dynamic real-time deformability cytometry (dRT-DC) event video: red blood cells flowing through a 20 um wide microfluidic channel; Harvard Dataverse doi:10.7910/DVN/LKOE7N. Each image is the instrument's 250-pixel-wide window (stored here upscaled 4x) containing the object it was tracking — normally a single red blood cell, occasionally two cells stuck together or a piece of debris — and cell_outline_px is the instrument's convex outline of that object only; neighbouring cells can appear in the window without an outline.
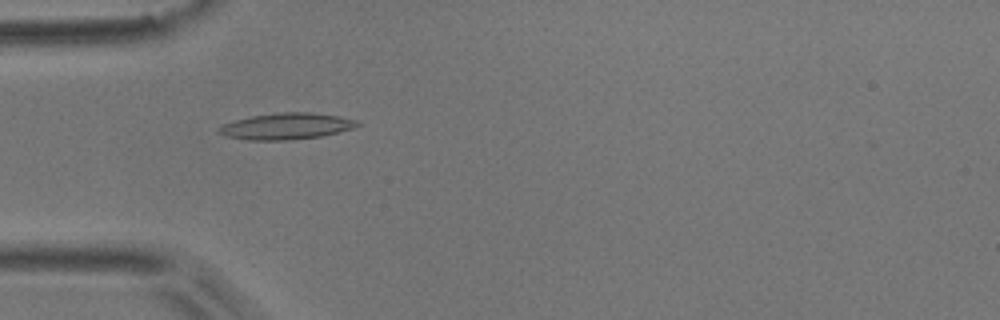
{"species": "common noctule bat (a hibernating species)", "species_latin": "Nyctalus noctula", "temperature_condition": "room temperature", "stored_images_in_passage": 3, "camera_frame_rate_fps": 3000, "um_per_image_px": 0.085, "animal": {"sex": "male", "body_mass_g": 17.9}, "frame": {"image": 1, "passage_image": 2, "time_ms": 0.333, "image_size_px": [1000, 320], "cell_outline_px": [[360, 124], [356, 128], [320, 136], [288, 140], [248, 140], [224, 136], [216, 132], [216, 128], [224, 124], [236, 120], [252, 116], [280, 112], [312, 112], [336, 116], [356, 120]], "centroid_in_image_um": [24.31, 10.73], "position_along_channel_um": 60.7, "area_um2": 21.21}}
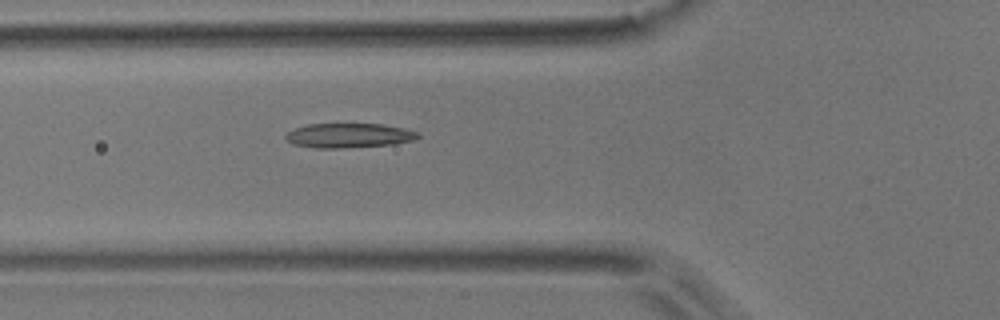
{"frame": {"image": 2, "passage_image": 3, "time_ms": 0.667, "image_size_px": [1000, 320], "cell_outline_px": [[420, 136], [412, 140], [392, 144], [340, 148], [316, 148], [292, 144], [284, 136], [288, 132], [296, 128], [308, 124], [380, 124], [404, 128], [420, 132]], "centroid_in_image_um": [29.65, 11.51], "position_along_channel_um": 96.1, "area_um2": 18.73}}